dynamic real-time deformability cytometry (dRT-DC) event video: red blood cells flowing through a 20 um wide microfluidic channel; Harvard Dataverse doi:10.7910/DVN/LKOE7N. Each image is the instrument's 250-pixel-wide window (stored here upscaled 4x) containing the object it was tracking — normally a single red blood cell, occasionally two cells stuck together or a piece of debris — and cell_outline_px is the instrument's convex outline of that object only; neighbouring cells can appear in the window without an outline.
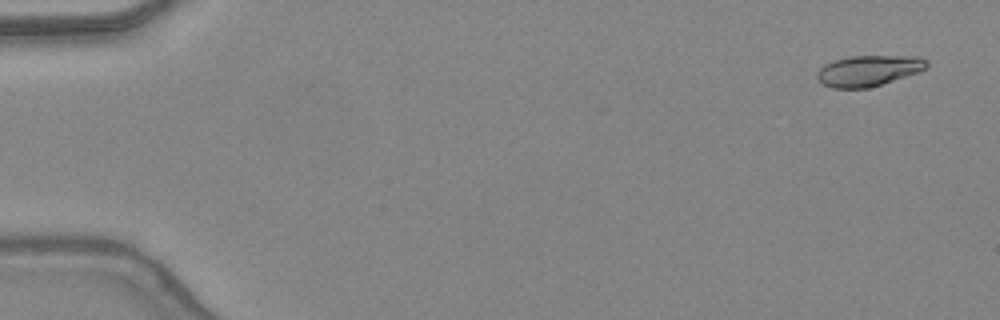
{"species": "common noctule bat (a hibernating species)", "species_latin": "Nyctalus noctula", "temperature_condition": "warm", "stored_images_in_passage": 24, "camera_frame_rate_fps": 3000, "um_per_image_px": 0.085, "animal": {"sex": "female", "body_mass_g": 24.6, "forearm_length_mm": 56.2}, "frame": {"image": 1, "passage_image": 3, "time_ms": 0.667, "image_size_px": [1000, 320], "cell_outline_px": [[928, 64], [920, 72], [868, 88], [832, 88], [824, 84], [816, 76], [816, 72], [824, 64], [836, 60], [852, 56], [920, 56], [928, 60]], "centroid_in_image_um": [73.84, 6.0], "position_along_channel_um": 11.2, "area_um2": 19.59}}
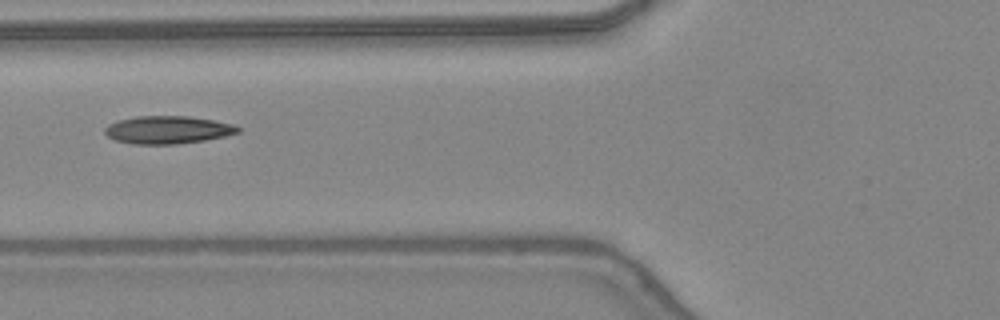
{"frame": {"image": 2, "passage_image": 20, "time_ms": 6.333, "image_size_px": [1000, 320], "cell_outline_px": [[240, 132], [224, 136], [204, 140], [176, 144], [136, 144], [116, 140], [108, 136], [104, 132], [104, 128], [108, 124], [116, 120], [136, 116], [188, 116], [212, 120], [232, 124], [240, 128]], "centroid_in_image_um": [14.22, 11.03], "position_along_channel_um": 111.6, "area_um2": 21.44}}
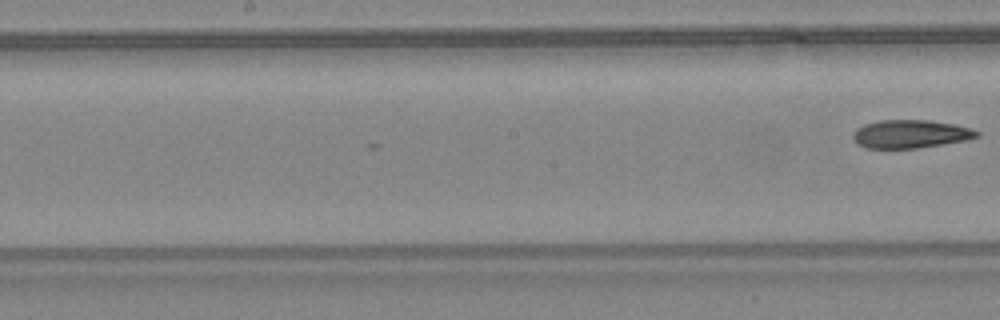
{"frame": {"image": 3, "passage_image": 24, "time_ms": 7.667, "image_size_px": [1000, 320], "cell_outline_px": [[980, 136], [964, 140], [916, 148], [864, 148], [852, 136], [856, 128], [864, 124], [880, 120], [928, 120], [956, 124], [972, 128], [980, 132]], "centroid_in_image_um": [77.41, 11.37], "position_along_channel_um": 170.8, "area_um2": 20.23}}